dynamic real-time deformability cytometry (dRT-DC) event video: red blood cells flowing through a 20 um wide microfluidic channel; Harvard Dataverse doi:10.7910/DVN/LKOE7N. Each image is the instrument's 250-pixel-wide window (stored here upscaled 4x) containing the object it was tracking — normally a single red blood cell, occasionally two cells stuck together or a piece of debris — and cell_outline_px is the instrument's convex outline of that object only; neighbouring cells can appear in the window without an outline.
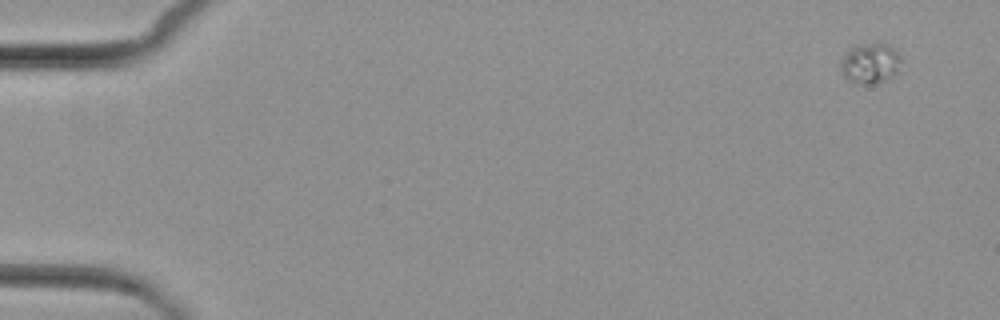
{"species": "common noctule bat (a hibernating species)", "species_latin": "Nyctalus noctula", "temperature_condition": "cold", "stored_images_in_passage": 6, "camera_frame_rate_fps": 3000, "um_per_image_px": 0.085, "animal": {"sex": "female", "body_mass_g": 29.2, "forearm_length_mm": 56.3}, "frame": {"image": 1, "passage_image": 6, "time_ms": 6.667, "image_size_px": [1000, 320], "cell_outline_px": [[900, 72], [892, 76], [872, 84], [856, 84], [848, 80], [844, 76], [840, 68], [840, 60], [852, 48], [860, 44], [880, 40], [888, 44], [900, 56]], "centroid_in_image_um": [73.98, 5.36], "position_along_channel_um": 11.0, "area_um2": 14.45}}